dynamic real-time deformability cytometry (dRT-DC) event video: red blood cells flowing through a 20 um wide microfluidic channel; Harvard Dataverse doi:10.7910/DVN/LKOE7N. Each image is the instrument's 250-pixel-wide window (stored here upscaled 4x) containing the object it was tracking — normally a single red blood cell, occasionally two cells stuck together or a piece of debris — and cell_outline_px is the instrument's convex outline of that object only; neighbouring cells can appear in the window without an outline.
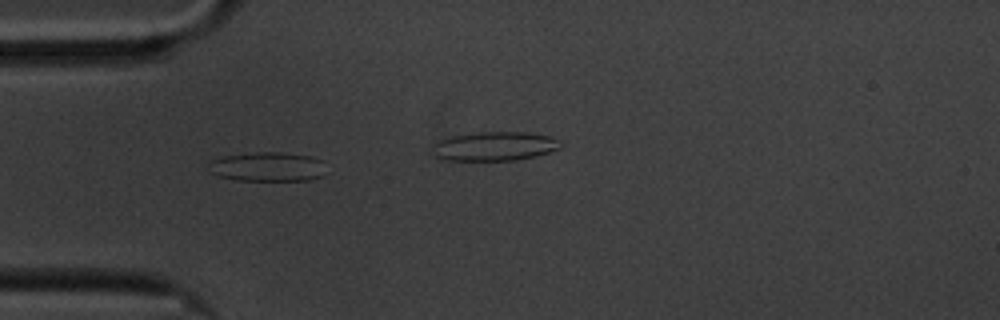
{"species": "common noctule bat (a hibernating species)", "species_latin": "Nyctalus noctula", "temperature_condition": "cold", "stored_images_in_passage": 29, "segment_of_instrument_passage": [1, 2], "camera_frame_rate_fps": 3000, "um_per_image_px": 0.085, "animal": {"sex": "male", "body_mass_g": 20.1, "forearm_length_mm": 53.5}, "frame": {"image": 1, "passage_image": 1, "time_ms": 0.0, "image_size_px": [1000, 320], "cell_outline_px": [[324, 176], [308, 180], [236, 180], [220, 176], [212, 172], [208, 164], [212, 160], [224, 156], [256, 152], [280, 152], [312, 156], [324, 160]], "centroid_in_image_um": [22.81, 14.17], "position_along_channel_um": 62.2, "area_um2": 20.06}}
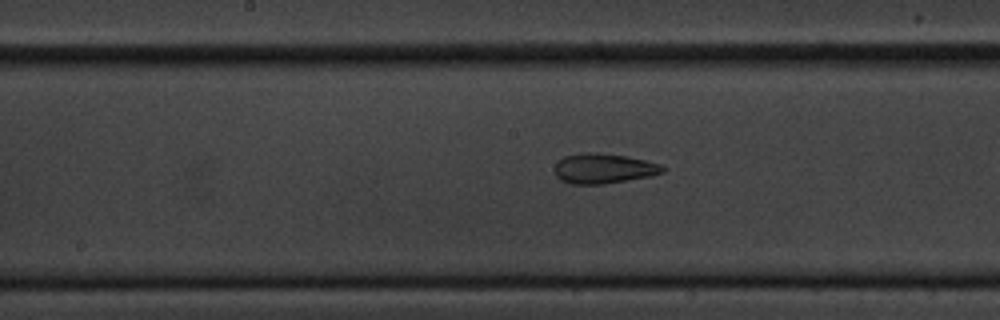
{"frame": {"image": 2, "passage_image": 13, "time_ms": 4.0, "image_size_px": [1000, 320], "cell_outline_px": [[668, 168], [664, 172], [652, 176], [604, 184], [572, 184], [560, 180], [556, 176], [556, 164], [564, 156], [584, 152], [600, 152], [628, 156], [660, 164]], "centroid_in_image_um": [51.35, 14.32], "position_along_channel_um": 196.9, "area_um2": 19.07}}
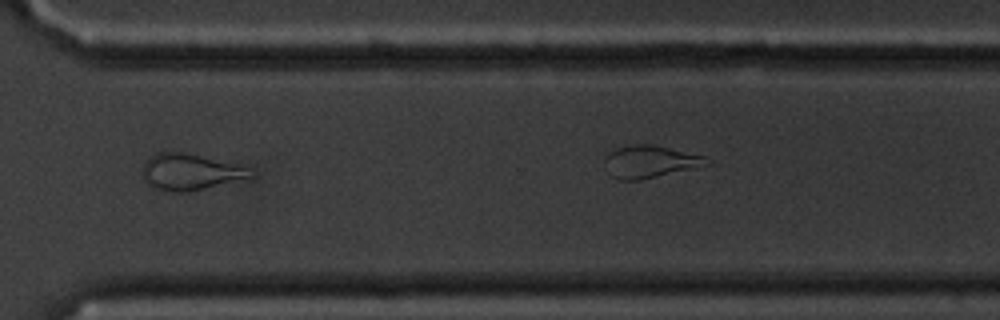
{"frame": {"image": 3, "passage_image": 27, "time_ms": 8.667, "image_size_px": [1000, 320], "cell_outline_px": [[256, 176], [252, 180], [188, 192], [172, 192], [152, 188], [144, 180], [144, 164], [156, 152], [188, 152], [236, 164], [244, 168]], "centroid_in_image_um": [16.25, 14.65], "position_along_channel_um": 354.3, "area_um2": 23.29}}